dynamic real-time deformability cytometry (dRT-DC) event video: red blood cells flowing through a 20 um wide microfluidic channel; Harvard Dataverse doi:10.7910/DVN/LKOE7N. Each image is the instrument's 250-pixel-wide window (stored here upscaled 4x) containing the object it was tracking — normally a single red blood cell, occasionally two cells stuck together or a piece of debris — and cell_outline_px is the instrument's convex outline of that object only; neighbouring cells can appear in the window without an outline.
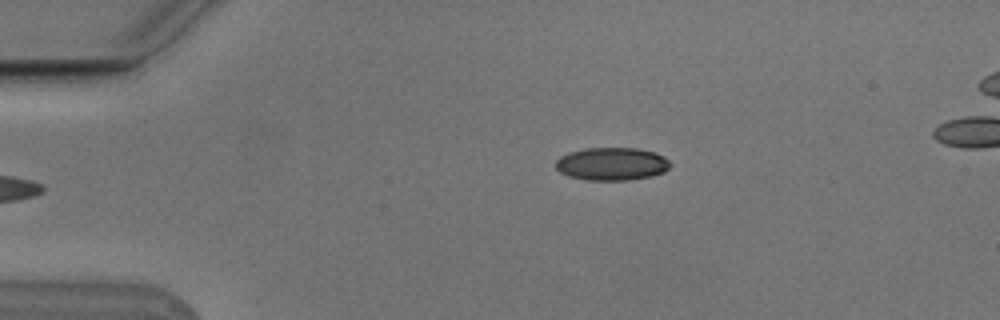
{"species": "Egyptian fruit bat (a non-hibernating species)", "species_latin": "Rousettus aegyptiacus", "temperature_condition": "cold", "stored_images_in_passage": 4, "camera_frame_rate_fps": 3000, "um_per_image_px": 0.085, "animal": {"sex": "male"}, "frame": {"image": 1, "passage_image": 4, "time_ms": 1.0, "image_size_px": [1000, 320], "cell_outline_px": [[672, 164], [664, 172], [652, 176], [628, 180], [588, 180], [568, 176], [560, 172], [556, 168], [556, 160], [560, 156], [584, 148], [636, 148], [656, 152], [664, 156]], "centroid_in_image_um": [52.03, 13.93], "position_along_channel_um": 33.0, "area_um2": 22.02}}